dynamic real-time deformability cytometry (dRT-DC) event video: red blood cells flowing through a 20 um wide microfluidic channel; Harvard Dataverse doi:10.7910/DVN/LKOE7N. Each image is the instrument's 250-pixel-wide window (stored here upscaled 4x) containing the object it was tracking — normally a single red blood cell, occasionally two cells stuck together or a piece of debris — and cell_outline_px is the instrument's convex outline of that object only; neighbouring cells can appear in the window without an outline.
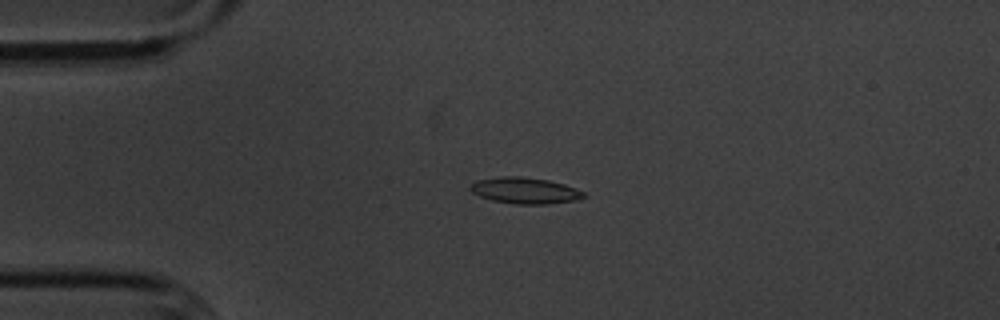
{"species": "common noctule bat (a hibernating species)", "species_latin": "Nyctalus noctula", "temperature_condition": "cold", "stored_images_in_passage": 58, "camera_frame_rate_fps": 3000, "um_per_image_px": 0.085, "animal": {"sex": "male", "body_mass_g": 20.1, "forearm_length_mm": 53.5}, "frame": {"image": 1, "passage_image": 14, "time_ms": 4.333, "image_size_px": [1000, 320], "cell_outline_px": [[588, 196], [576, 200], [544, 204], [516, 204], [492, 200], [480, 196], [472, 192], [468, 188], [476, 180], [504, 176], [520, 176], [548, 180], [564, 184], [576, 188], [584, 192]], "centroid_in_image_um": [44.63, 16.19], "position_along_channel_um": 40.4, "area_um2": 17.28}}
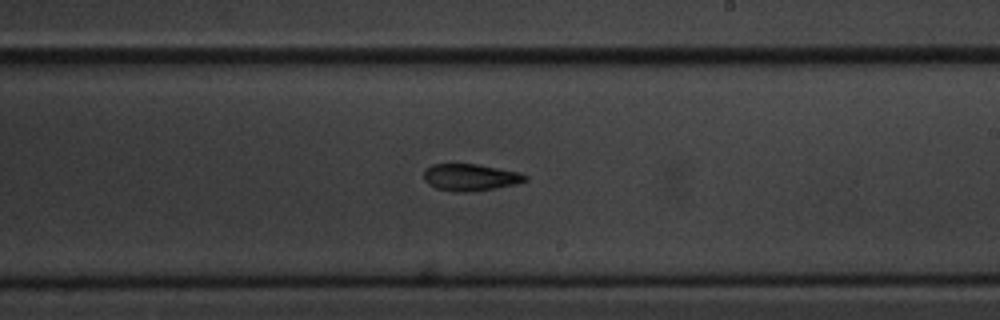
{"frame": {"image": 2, "passage_image": 34, "time_ms": 11.0, "image_size_px": [1000, 320], "cell_outline_px": [[528, 180], [516, 184], [468, 192], [456, 192], [436, 188], [428, 184], [424, 180], [424, 168], [432, 164], [476, 164], [520, 172], [528, 176]], "centroid_in_image_um": [39.96, 15.06], "position_along_channel_um": 249.0, "area_um2": 15.9}}
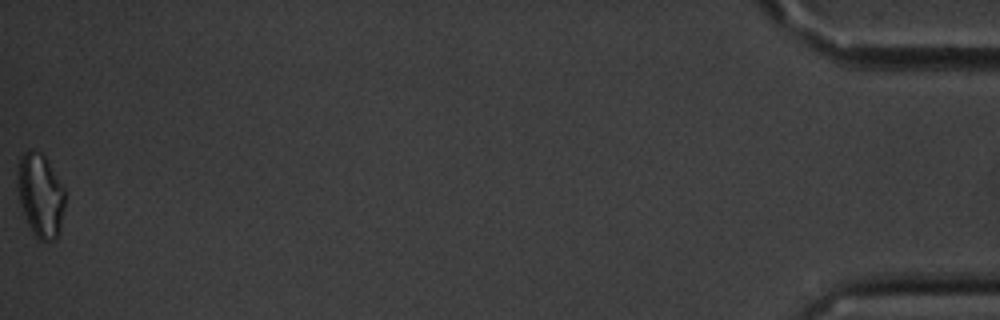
{"frame": {"image": 3, "passage_image": 58, "time_ms": 19.0, "image_size_px": [1000, 320], "cell_outline_px": [[64, 208], [60, 232], [52, 240], [40, 240], [32, 232], [28, 224], [20, 204], [16, 188], [20, 156], [28, 148], [32, 148], [40, 152], [44, 156], [64, 188]], "centroid_in_image_um": [3.41, 16.58], "position_along_channel_um": 431.8, "area_um2": 23.06}, "authors_computed_cell_mechanics": {"area_um2": 16.2996, "velocity_mm_per_s": 3.4968, "shape_relaxation_time_tau1_ms": 2.6674, "shape_relaxation_time_tau2_ms": 4.1184, "deformation_change_tau1": 0.1376, "deformation_change_tau2": 0.1257}}